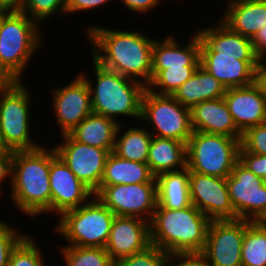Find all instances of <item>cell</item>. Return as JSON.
<instances>
[{
    "mask_svg": "<svg viewBox=\"0 0 266 266\" xmlns=\"http://www.w3.org/2000/svg\"><path fill=\"white\" fill-rule=\"evenodd\" d=\"M92 58L101 66L147 86L152 79V48L155 39L140 31L87 26ZM141 79V80H140Z\"/></svg>",
    "mask_w": 266,
    "mask_h": 266,
    "instance_id": "obj_1",
    "label": "cell"
},
{
    "mask_svg": "<svg viewBox=\"0 0 266 266\" xmlns=\"http://www.w3.org/2000/svg\"><path fill=\"white\" fill-rule=\"evenodd\" d=\"M210 221L193 204L178 210L157 206L149 222L150 243L171 258L198 257L204 250Z\"/></svg>",
    "mask_w": 266,
    "mask_h": 266,
    "instance_id": "obj_2",
    "label": "cell"
},
{
    "mask_svg": "<svg viewBox=\"0 0 266 266\" xmlns=\"http://www.w3.org/2000/svg\"><path fill=\"white\" fill-rule=\"evenodd\" d=\"M50 147L14 151L10 199L31 218L51 213Z\"/></svg>",
    "mask_w": 266,
    "mask_h": 266,
    "instance_id": "obj_3",
    "label": "cell"
},
{
    "mask_svg": "<svg viewBox=\"0 0 266 266\" xmlns=\"http://www.w3.org/2000/svg\"><path fill=\"white\" fill-rule=\"evenodd\" d=\"M92 60L95 83L86 72L81 71L79 74L89 86L93 113L111 118L119 124L118 118L122 115L139 120L142 97L147 87Z\"/></svg>",
    "mask_w": 266,
    "mask_h": 266,
    "instance_id": "obj_4",
    "label": "cell"
},
{
    "mask_svg": "<svg viewBox=\"0 0 266 266\" xmlns=\"http://www.w3.org/2000/svg\"><path fill=\"white\" fill-rule=\"evenodd\" d=\"M41 26L22 12H0V58L20 81L43 45Z\"/></svg>",
    "mask_w": 266,
    "mask_h": 266,
    "instance_id": "obj_5",
    "label": "cell"
},
{
    "mask_svg": "<svg viewBox=\"0 0 266 266\" xmlns=\"http://www.w3.org/2000/svg\"><path fill=\"white\" fill-rule=\"evenodd\" d=\"M115 215L95 196L82 206L58 217L54 232L67 245L105 248Z\"/></svg>",
    "mask_w": 266,
    "mask_h": 266,
    "instance_id": "obj_6",
    "label": "cell"
},
{
    "mask_svg": "<svg viewBox=\"0 0 266 266\" xmlns=\"http://www.w3.org/2000/svg\"><path fill=\"white\" fill-rule=\"evenodd\" d=\"M241 139L194 131L186 144L189 172L227 178L239 161Z\"/></svg>",
    "mask_w": 266,
    "mask_h": 266,
    "instance_id": "obj_7",
    "label": "cell"
},
{
    "mask_svg": "<svg viewBox=\"0 0 266 266\" xmlns=\"http://www.w3.org/2000/svg\"><path fill=\"white\" fill-rule=\"evenodd\" d=\"M0 89V129L5 146L12 151L32 150L42 144L31 137V95L26 82Z\"/></svg>",
    "mask_w": 266,
    "mask_h": 266,
    "instance_id": "obj_8",
    "label": "cell"
},
{
    "mask_svg": "<svg viewBox=\"0 0 266 266\" xmlns=\"http://www.w3.org/2000/svg\"><path fill=\"white\" fill-rule=\"evenodd\" d=\"M140 120L152 125L153 136L175 139L187 144L194 130L191 111L172 95L156 94L145 89L141 102Z\"/></svg>",
    "mask_w": 266,
    "mask_h": 266,
    "instance_id": "obj_9",
    "label": "cell"
},
{
    "mask_svg": "<svg viewBox=\"0 0 266 266\" xmlns=\"http://www.w3.org/2000/svg\"><path fill=\"white\" fill-rule=\"evenodd\" d=\"M115 216L151 221L158 204L157 182L100 185L94 194Z\"/></svg>",
    "mask_w": 266,
    "mask_h": 266,
    "instance_id": "obj_10",
    "label": "cell"
},
{
    "mask_svg": "<svg viewBox=\"0 0 266 266\" xmlns=\"http://www.w3.org/2000/svg\"><path fill=\"white\" fill-rule=\"evenodd\" d=\"M245 220H211L204 250L197 257L205 266H242Z\"/></svg>",
    "mask_w": 266,
    "mask_h": 266,
    "instance_id": "obj_11",
    "label": "cell"
},
{
    "mask_svg": "<svg viewBox=\"0 0 266 266\" xmlns=\"http://www.w3.org/2000/svg\"><path fill=\"white\" fill-rule=\"evenodd\" d=\"M230 201L238 219L259 222L266 216V184L239 161L226 178Z\"/></svg>",
    "mask_w": 266,
    "mask_h": 266,
    "instance_id": "obj_12",
    "label": "cell"
},
{
    "mask_svg": "<svg viewBox=\"0 0 266 266\" xmlns=\"http://www.w3.org/2000/svg\"><path fill=\"white\" fill-rule=\"evenodd\" d=\"M53 146L57 155L65 162L75 176L94 194L100 187L105 162L110 154L106 149L80 143L69 134ZM62 142V143H61Z\"/></svg>",
    "mask_w": 266,
    "mask_h": 266,
    "instance_id": "obj_13",
    "label": "cell"
},
{
    "mask_svg": "<svg viewBox=\"0 0 266 266\" xmlns=\"http://www.w3.org/2000/svg\"><path fill=\"white\" fill-rule=\"evenodd\" d=\"M49 184L51 214H57V217L82 206L94 196L57 155L54 147H50Z\"/></svg>",
    "mask_w": 266,
    "mask_h": 266,
    "instance_id": "obj_14",
    "label": "cell"
},
{
    "mask_svg": "<svg viewBox=\"0 0 266 266\" xmlns=\"http://www.w3.org/2000/svg\"><path fill=\"white\" fill-rule=\"evenodd\" d=\"M191 203L210 220H235L226 178L189 172Z\"/></svg>",
    "mask_w": 266,
    "mask_h": 266,
    "instance_id": "obj_15",
    "label": "cell"
},
{
    "mask_svg": "<svg viewBox=\"0 0 266 266\" xmlns=\"http://www.w3.org/2000/svg\"><path fill=\"white\" fill-rule=\"evenodd\" d=\"M52 109L61 135L71 132L83 119L92 114L91 93L87 82L78 73L61 88H54Z\"/></svg>",
    "mask_w": 266,
    "mask_h": 266,
    "instance_id": "obj_16",
    "label": "cell"
},
{
    "mask_svg": "<svg viewBox=\"0 0 266 266\" xmlns=\"http://www.w3.org/2000/svg\"><path fill=\"white\" fill-rule=\"evenodd\" d=\"M260 61L257 55L200 52V66L220 81L226 89L253 84L255 68Z\"/></svg>",
    "mask_w": 266,
    "mask_h": 266,
    "instance_id": "obj_17",
    "label": "cell"
},
{
    "mask_svg": "<svg viewBox=\"0 0 266 266\" xmlns=\"http://www.w3.org/2000/svg\"><path fill=\"white\" fill-rule=\"evenodd\" d=\"M149 222L139 217L115 216L105 246L113 262L150 246Z\"/></svg>",
    "mask_w": 266,
    "mask_h": 266,
    "instance_id": "obj_18",
    "label": "cell"
},
{
    "mask_svg": "<svg viewBox=\"0 0 266 266\" xmlns=\"http://www.w3.org/2000/svg\"><path fill=\"white\" fill-rule=\"evenodd\" d=\"M223 98L242 134L249 128L266 122V99L254 84L227 88Z\"/></svg>",
    "mask_w": 266,
    "mask_h": 266,
    "instance_id": "obj_19",
    "label": "cell"
},
{
    "mask_svg": "<svg viewBox=\"0 0 266 266\" xmlns=\"http://www.w3.org/2000/svg\"><path fill=\"white\" fill-rule=\"evenodd\" d=\"M190 111L194 131L242 139L223 97L198 103Z\"/></svg>",
    "mask_w": 266,
    "mask_h": 266,
    "instance_id": "obj_20",
    "label": "cell"
},
{
    "mask_svg": "<svg viewBox=\"0 0 266 266\" xmlns=\"http://www.w3.org/2000/svg\"><path fill=\"white\" fill-rule=\"evenodd\" d=\"M189 43L181 45L172 34L155 39L152 48V69L169 67L200 66V36L195 31Z\"/></svg>",
    "mask_w": 266,
    "mask_h": 266,
    "instance_id": "obj_21",
    "label": "cell"
},
{
    "mask_svg": "<svg viewBox=\"0 0 266 266\" xmlns=\"http://www.w3.org/2000/svg\"><path fill=\"white\" fill-rule=\"evenodd\" d=\"M217 22L207 28L203 27L204 29L197 28L196 32L200 36V52L256 55L250 38L233 31L221 19Z\"/></svg>",
    "mask_w": 266,
    "mask_h": 266,
    "instance_id": "obj_22",
    "label": "cell"
},
{
    "mask_svg": "<svg viewBox=\"0 0 266 266\" xmlns=\"http://www.w3.org/2000/svg\"><path fill=\"white\" fill-rule=\"evenodd\" d=\"M221 20L250 39L266 25V0H226Z\"/></svg>",
    "mask_w": 266,
    "mask_h": 266,
    "instance_id": "obj_23",
    "label": "cell"
},
{
    "mask_svg": "<svg viewBox=\"0 0 266 266\" xmlns=\"http://www.w3.org/2000/svg\"><path fill=\"white\" fill-rule=\"evenodd\" d=\"M226 87L215 77L199 66L193 76L182 84L173 97L183 106L191 109L206 100L222 98Z\"/></svg>",
    "mask_w": 266,
    "mask_h": 266,
    "instance_id": "obj_24",
    "label": "cell"
},
{
    "mask_svg": "<svg viewBox=\"0 0 266 266\" xmlns=\"http://www.w3.org/2000/svg\"><path fill=\"white\" fill-rule=\"evenodd\" d=\"M119 123L111 118L92 113L68 134L76 141L113 152Z\"/></svg>",
    "mask_w": 266,
    "mask_h": 266,
    "instance_id": "obj_25",
    "label": "cell"
},
{
    "mask_svg": "<svg viewBox=\"0 0 266 266\" xmlns=\"http://www.w3.org/2000/svg\"><path fill=\"white\" fill-rule=\"evenodd\" d=\"M147 164L152 174H159L181 170L186 167V143L152 136Z\"/></svg>",
    "mask_w": 266,
    "mask_h": 266,
    "instance_id": "obj_26",
    "label": "cell"
},
{
    "mask_svg": "<svg viewBox=\"0 0 266 266\" xmlns=\"http://www.w3.org/2000/svg\"><path fill=\"white\" fill-rule=\"evenodd\" d=\"M157 181V206L178 210L191 206L189 169L187 167L159 174Z\"/></svg>",
    "mask_w": 266,
    "mask_h": 266,
    "instance_id": "obj_27",
    "label": "cell"
},
{
    "mask_svg": "<svg viewBox=\"0 0 266 266\" xmlns=\"http://www.w3.org/2000/svg\"><path fill=\"white\" fill-rule=\"evenodd\" d=\"M157 182L149 165L125 160L113 152L108 155L100 185L136 184Z\"/></svg>",
    "mask_w": 266,
    "mask_h": 266,
    "instance_id": "obj_28",
    "label": "cell"
},
{
    "mask_svg": "<svg viewBox=\"0 0 266 266\" xmlns=\"http://www.w3.org/2000/svg\"><path fill=\"white\" fill-rule=\"evenodd\" d=\"M121 125L122 122L117 128L113 153L125 160L147 163L153 135L144 126H134L126 130Z\"/></svg>",
    "mask_w": 266,
    "mask_h": 266,
    "instance_id": "obj_29",
    "label": "cell"
},
{
    "mask_svg": "<svg viewBox=\"0 0 266 266\" xmlns=\"http://www.w3.org/2000/svg\"><path fill=\"white\" fill-rule=\"evenodd\" d=\"M242 266H266V226L245 220L241 250Z\"/></svg>",
    "mask_w": 266,
    "mask_h": 266,
    "instance_id": "obj_30",
    "label": "cell"
},
{
    "mask_svg": "<svg viewBox=\"0 0 266 266\" xmlns=\"http://www.w3.org/2000/svg\"><path fill=\"white\" fill-rule=\"evenodd\" d=\"M198 67L182 66L152 69V79L146 87L156 94L173 95L182 84L193 76Z\"/></svg>",
    "mask_w": 266,
    "mask_h": 266,
    "instance_id": "obj_31",
    "label": "cell"
},
{
    "mask_svg": "<svg viewBox=\"0 0 266 266\" xmlns=\"http://www.w3.org/2000/svg\"><path fill=\"white\" fill-rule=\"evenodd\" d=\"M58 249L65 266H113L114 263L102 247L61 245Z\"/></svg>",
    "mask_w": 266,
    "mask_h": 266,
    "instance_id": "obj_32",
    "label": "cell"
},
{
    "mask_svg": "<svg viewBox=\"0 0 266 266\" xmlns=\"http://www.w3.org/2000/svg\"><path fill=\"white\" fill-rule=\"evenodd\" d=\"M28 234L11 251L8 266H46L42 256L46 253L38 247L37 240Z\"/></svg>",
    "mask_w": 266,
    "mask_h": 266,
    "instance_id": "obj_33",
    "label": "cell"
},
{
    "mask_svg": "<svg viewBox=\"0 0 266 266\" xmlns=\"http://www.w3.org/2000/svg\"><path fill=\"white\" fill-rule=\"evenodd\" d=\"M21 12L43 25L50 17L66 14V4L65 0H25Z\"/></svg>",
    "mask_w": 266,
    "mask_h": 266,
    "instance_id": "obj_34",
    "label": "cell"
},
{
    "mask_svg": "<svg viewBox=\"0 0 266 266\" xmlns=\"http://www.w3.org/2000/svg\"><path fill=\"white\" fill-rule=\"evenodd\" d=\"M170 259L167 252L150 245L144 251L115 261L113 266H167Z\"/></svg>",
    "mask_w": 266,
    "mask_h": 266,
    "instance_id": "obj_35",
    "label": "cell"
},
{
    "mask_svg": "<svg viewBox=\"0 0 266 266\" xmlns=\"http://www.w3.org/2000/svg\"><path fill=\"white\" fill-rule=\"evenodd\" d=\"M26 235L0 219V266H8L11 251Z\"/></svg>",
    "mask_w": 266,
    "mask_h": 266,
    "instance_id": "obj_36",
    "label": "cell"
},
{
    "mask_svg": "<svg viewBox=\"0 0 266 266\" xmlns=\"http://www.w3.org/2000/svg\"><path fill=\"white\" fill-rule=\"evenodd\" d=\"M241 146L247 152L266 155V122L251 127L243 133Z\"/></svg>",
    "mask_w": 266,
    "mask_h": 266,
    "instance_id": "obj_37",
    "label": "cell"
},
{
    "mask_svg": "<svg viewBox=\"0 0 266 266\" xmlns=\"http://www.w3.org/2000/svg\"><path fill=\"white\" fill-rule=\"evenodd\" d=\"M239 162L256 176L266 175V155L247 152L242 146L239 149Z\"/></svg>",
    "mask_w": 266,
    "mask_h": 266,
    "instance_id": "obj_38",
    "label": "cell"
},
{
    "mask_svg": "<svg viewBox=\"0 0 266 266\" xmlns=\"http://www.w3.org/2000/svg\"><path fill=\"white\" fill-rule=\"evenodd\" d=\"M112 0H65L66 14H77L80 12H89L92 9H97L100 6L106 5V3H112ZM114 1V0H113Z\"/></svg>",
    "mask_w": 266,
    "mask_h": 266,
    "instance_id": "obj_39",
    "label": "cell"
},
{
    "mask_svg": "<svg viewBox=\"0 0 266 266\" xmlns=\"http://www.w3.org/2000/svg\"><path fill=\"white\" fill-rule=\"evenodd\" d=\"M14 151L5 150L0 152V187L3 185V182L9 180V186L12 183V162H13ZM3 188H0V193H2Z\"/></svg>",
    "mask_w": 266,
    "mask_h": 266,
    "instance_id": "obj_40",
    "label": "cell"
},
{
    "mask_svg": "<svg viewBox=\"0 0 266 266\" xmlns=\"http://www.w3.org/2000/svg\"><path fill=\"white\" fill-rule=\"evenodd\" d=\"M124 7L135 13L145 14L159 7L162 0H121Z\"/></svg>",
    "mask_w": 266,
    "mask_h": 266,
    "instance_id": "obj_41",
    "label": "cell"
},
{
    "mask_svg": "<svg viewBox=\"0 0 266 266\" xmlns=\"http://www.w3.org/2000/svg\"><path fill=\"white\" fill-rule=\"evenodd\" d=\"M254 52L261 60H266V25L251 39Z\"/></svg>",
    "mask_w": 266,
    "mask_h": 266,
    "instance_id": "obj_42",
    "label": "cell"
},
{
    "mask_svg": "<svg viewBox=\"0 0 266 266\" xmlns=\"http://www.w3.org/2000/svg\"><path fill=\"white\" fill-rule=\"evenodd\" d=\"M253 84L258 88L260 94L266 99V61L261 60L255 68Z\"/></svg>",
    "mask_w": 266,
    "mask_h": 266,
    "instance_id": "obj_43",
    "label": "cell"
},
{
    "mask_svg": "<svg viewBox=\"0 0 266 266\" xmlns=\"http://www.w3.org/2000/svg\"><path fill=\"white\" fill-rule=\"evenodd\" d=\"M20 80L6 67L0 58V89L17 85Z\"/></svg>",
    "mask_w": 266,
    "mask_h": 266,
    "instance_id": "obj_44",
    "label": "cell"
},
{
    "mask_svg": "<svg viewBox=\"0 0 266 266\" xmlns=\"http://www.w3.org/2000/svg\"><path fill=\"white\" fill-rule=\"evenodd\" d=\"M25 0H0V12H21Z\"/></svg>",
    "mask_w": 266,
    "mask_h": 266,
    "instance_id": "obj_45",
    "label": "cell"
},
{
    "mask_svg": "<svg viewBox=\"0 0 266 266\" xmlns=\"http://www.w3.org/2000/svg\"><path fill=\"white\" fill-rule=\"evenodd\" d=\"M167 266H205L197 257L171 258Z\"/></svg>",
    "mask_w": 266,
    "mask_h": 266,
    "instance_id": "obj_46",
    "label": "cell"
},
{
    "mask_svg": "<svg viewBox=\"0 0 266 266\" xmlns=\"http://www.w3.org/2000/svg\"><path fill=\"white\" fill-rule=\"evenodd\" d=\"M5 150H9V149L4 144V141L1 135V129H0V152L5 151Z\"/></svg>",
    "mask_w": 266,
    "mask_h": 266,
    "instance_id": "obj_47",
    "label": "cell"
},
{
    "mask_svg": "<svg viewBox=\"0 0 266 266\" xmlns=\"http://www.w3.org/2000/svg\"><path fill=\"white\" fill-rule=\"evenodd\" d=\"M263 181H264V183L266 184V175H265V177L263 178Z\"/></svg>",
    "mask_w": 266,
    "mask_h": 266,
    "instance_id": "obj_48",
    "label": "cell"
}]
</instances>
